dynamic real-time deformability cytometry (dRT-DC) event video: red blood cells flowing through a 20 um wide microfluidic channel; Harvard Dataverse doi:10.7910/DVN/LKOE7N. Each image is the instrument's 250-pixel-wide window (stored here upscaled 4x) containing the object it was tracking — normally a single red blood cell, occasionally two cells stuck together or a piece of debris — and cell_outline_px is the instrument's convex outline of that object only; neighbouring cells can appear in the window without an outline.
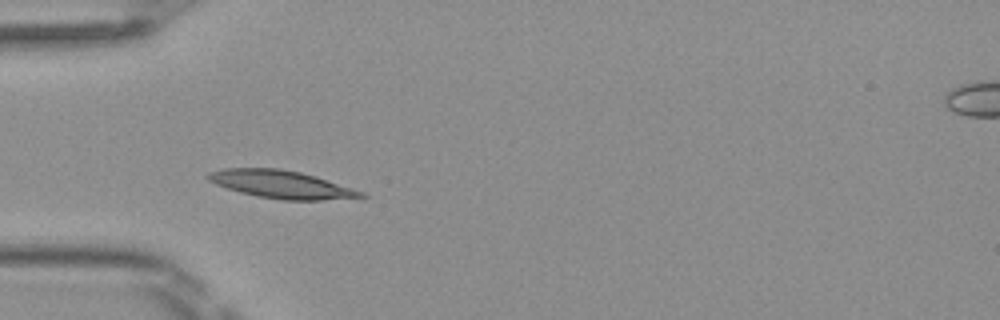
{"species": "Egyptian fruit bat (a non-hibernating species)", "species_latin": "Rousettus aegyptiacus", "temperature_condition": "room temperature", "stored_images_in_passage": 36, "camera_frame_rate_fps": 3000, "um_per_image_px": 0.085, "frame": {"image": 1, "passage_image": 1, "time_ms": 0.0, "image_size_px": [1000, 320], "cell_outline_px": [[368, 196], [320, 200], [280, 200], [256, 196], [240, 192], [216, 184], [208, 180], [204, 176], [208, 172], [224, 168], [280, 168], [300, 172], [316, 176], [364, 192]], "centroid_in_image_um": [23.87, 15.66], "position_along_channel_um": 61.1, "area_um2": 24.74}}
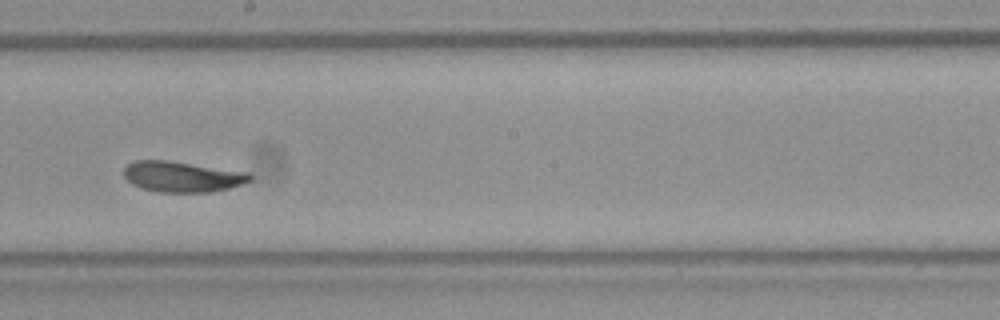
{"frame": {"image": 2, "passage_image": 14, "time_ms": 4.333, "image_size_px": [1000, 320], "cell_outline_px": [[252, 180], [228, 188], [208, 192], [160, 192], [144, 188], [132, 184], [124, 176], [124, 168], [128, 164], [136, 160], [168, 160], [248, 172], [252, 176]], "centroid_in_image_um": [15.48, 15.01], "position_along_channel_um": 232.7, "area_um2": 22.31}}
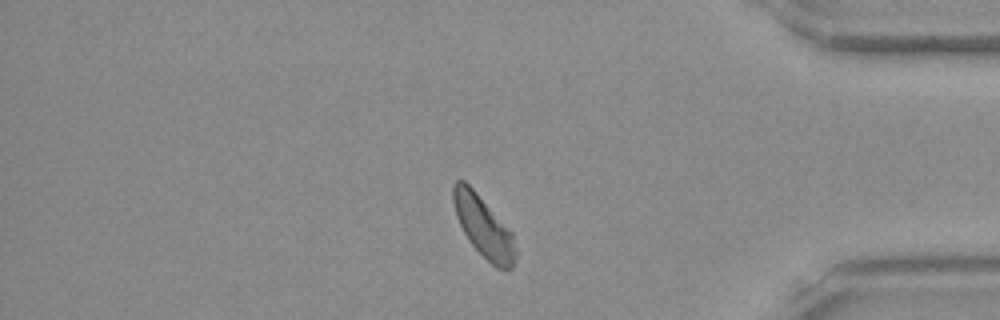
{"frame": {"image": 3, "passage_image": 28, "time_ms": 9.0, "image_size_px": [1000, 320], "cell_outline_px": [[516, 256], [512, 268], [508, 272], [496, 268], [472, 244], [464, 232], [456, 216], [452, 200], [452, 184], [456, 180], [464, 180], [476, 192], [512, 232], [516, 252]], "centroid_in_image_um": [41.1, 19.28], "position_along_channel_um": 394.1, "area_um2": 21.96}, "authors_computed_cell_mechanics": {"area_um2": 22.4553, "velocity_mm_per_s": 4.0408, "shape_relaxation_time_tau1_ms": 2.6653, "shape_relaxation_time_tau2_ms": 2.9429, "deformation_change_tau1": 0.1357, "deformation_change_tau2": 0.085}}